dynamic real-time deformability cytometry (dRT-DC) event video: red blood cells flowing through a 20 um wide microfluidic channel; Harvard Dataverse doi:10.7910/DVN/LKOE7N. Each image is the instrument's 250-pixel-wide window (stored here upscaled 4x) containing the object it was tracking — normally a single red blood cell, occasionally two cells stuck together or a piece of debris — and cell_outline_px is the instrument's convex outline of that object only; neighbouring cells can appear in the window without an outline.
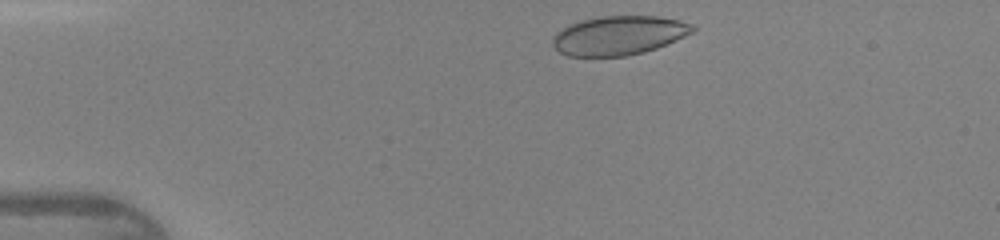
{"species": "human", "species_latin": "Homo sapiens", "temperature_condition": "warm", "stored_images_in_passage": 33, "camera_frame_rate_fps": 3000, "um_per_image_px": 0.085, "donor": {"sex": "female"}, "frame": {"image": 1, "passage_image": 2, "time_ms": 0.333, "image_size_px": [1000, 240], "cell_outline_px": [[696, 28], [692, 32], [676, 40], [656, 48], [644, 52], [624, 56], [568, 56], [560, 52], [552, 44], [552, 36], [556, 32], [580, 20], [600, 16], [656, 16], [680, 20], [692, 24]], "centroid_in_image_um": [52.59, 3.01], "position_along_channel_um": 32.4, "area_um2": 31.73}}
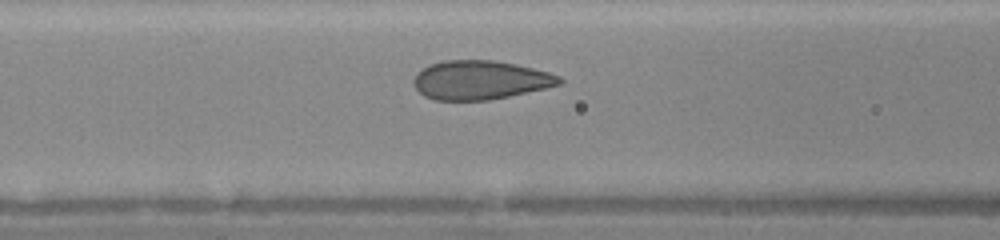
{"frame": {"image": 2, "passage_image": 12, "time_ms": 3.667, "image_size_px": [1000, 240], "cell_outline_px": [[564, 80], [560, 84], [544, 88], [508, 96], [488, 100], [436, 100], [424, 96], [416, 88], [412, 80], [416, 72], [432, 64], [444, 60], [496, 60], [516, 64], [548, 72], [560, 76]], "centroid_in_image_um": [40.8, 6.8], "position_along_channel_um": 125.8, "area_um2": 32.89}}
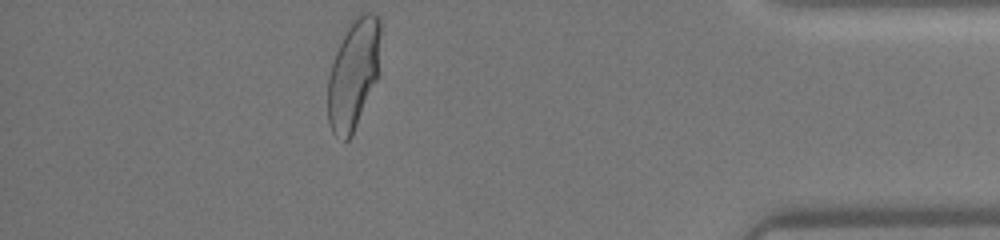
{"frame": {"image": 3, "passage_image": 33, "time_ms": 10.667, "image_size_px": [1000, 240], "cell_outline_px": [[380, 32], [376, 80], [352, 136], [348, 140], [344, 140], [336, 136], [332, 132], [328, 124], [328, 76], [336, 52], [348, 24], [352, 16], [360, 12], [376, 12], [380, 16]], "centroid_in_image_um": [30.03, 6.24], "position_along_channel_um": 405.2, "area_um2": 33.76}}